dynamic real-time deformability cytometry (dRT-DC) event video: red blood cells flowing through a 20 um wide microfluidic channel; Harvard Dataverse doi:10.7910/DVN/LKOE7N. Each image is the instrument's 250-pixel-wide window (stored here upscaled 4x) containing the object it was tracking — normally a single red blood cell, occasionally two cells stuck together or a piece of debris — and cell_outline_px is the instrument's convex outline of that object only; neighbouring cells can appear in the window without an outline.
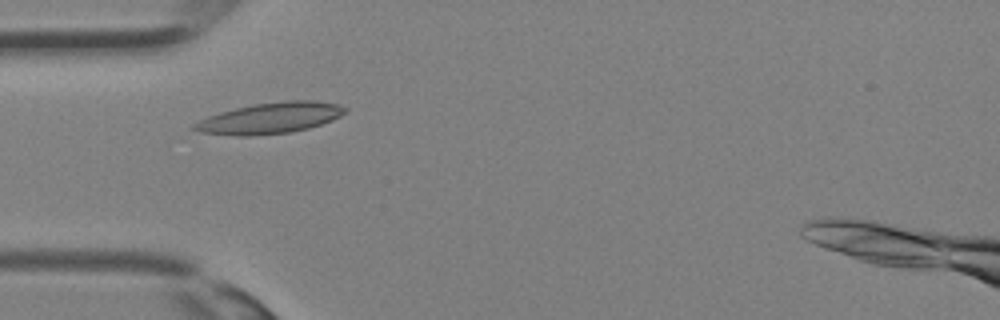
{"species": "Egyptian fruit bat (a non-hibernating species)", "species_latin": "Rousettus aegyptiacus", "temperature_condition": "room temperature", "stored_images_in_passage": 30, "segment_of_instrument_passage": [1, 2], "camera_frame_rate_fps": 3000, "um_per_image_px": 0.085, "animal": {"sex": "female"}, "frame": {"image": 1, "passage_image": 5, "time_ms": 1.333, "image_size_px": [1000, 320], "cell_outline_px": [[348, 108], [340, 116], [332, 120], [308, 128], [288, 132], [248, 136], [236, 136], [200, 132], [192, 128], [192, 124], [208, 116], [220, 112], [236, 108], [256, 104], [284, 100], [312, 100], [340, 104]], "centroid_in_image_um": [22.96, 10.03], "position_along_channel_um": 62.0, "area_um2": 27.05}}
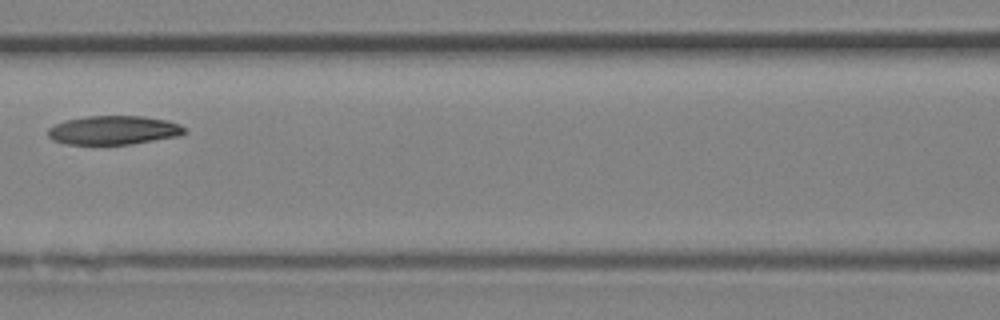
{"frame": {"image": 2, "passage_image": 10, "time_ms": 3.0, "image_size_px": [1000, 320], "cell_outline_px": [[184, 132], [176, 136], [132, 144], [64, 144], [52, 140], [48, 136], [48, 128], [64, 120], [84, 116], [144, 116], [168, 120], [180, 124], [184, 128]], "centroid_in_image_um": [9.61, 11.06], "position_along_channel_um": 157.0, "area_um2": 22.95}}
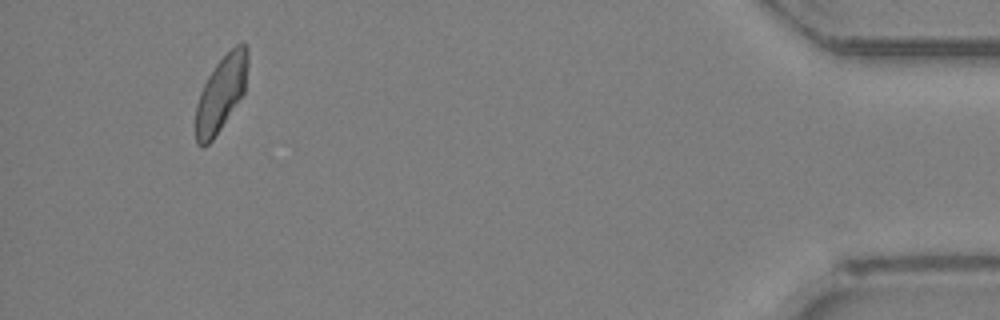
{"frame": {"image": 3, "passage_image": 27, "time_ms": 8.667, "image_size_px": [1000, 320], "cell_outline_px": [[248, 64], [244, 92], [212, 140], [204, 148], [196, 144], [196, 104], [200, 92], [208, 76], [216, 64], [240, 40], [244, 40], [248, 52]], "centroid_in_image_um": [18.79, 7.91], "position_along_channel_um": 416.4, "area_um2": 22.6}}